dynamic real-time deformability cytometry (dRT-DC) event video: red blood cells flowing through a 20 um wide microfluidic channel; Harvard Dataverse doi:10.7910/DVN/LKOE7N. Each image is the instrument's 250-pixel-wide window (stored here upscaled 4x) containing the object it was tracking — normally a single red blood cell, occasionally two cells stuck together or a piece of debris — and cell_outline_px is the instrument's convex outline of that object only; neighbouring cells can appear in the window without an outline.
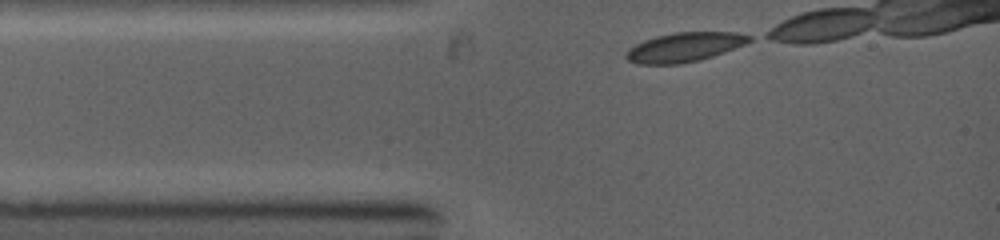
{"species": "common noctule bat (a hibernating species)", "species_latin": "Nyctalus noctula", "temperature_condition": "warm", "stored_images_in_passage": 4, "camera_frame_rate_fps": 5000, "um_per_image_px": 0.085, "animal": {"sex": "female", "body_mass_g": 19.0, "forearm_length_mm": 53.3}, "frame": {"image": 1, "passage_image": 1, "time_ms": 0.0, "image_size_px": [1000, 240], "cell_outline_px": [[752, 40], [744, 44], [724, 52], [700, 60], [680, 64], [636, 64], [628, 60], [624, 56], [624, 52], [628, 48], [644, 40], [656, 36], [676, 32], [736, 32], [752, 36]], "centroid_in_image_um": [58.14, 4.01], "position_along_channel_um": 26.9, "area_um2": 21.1}}